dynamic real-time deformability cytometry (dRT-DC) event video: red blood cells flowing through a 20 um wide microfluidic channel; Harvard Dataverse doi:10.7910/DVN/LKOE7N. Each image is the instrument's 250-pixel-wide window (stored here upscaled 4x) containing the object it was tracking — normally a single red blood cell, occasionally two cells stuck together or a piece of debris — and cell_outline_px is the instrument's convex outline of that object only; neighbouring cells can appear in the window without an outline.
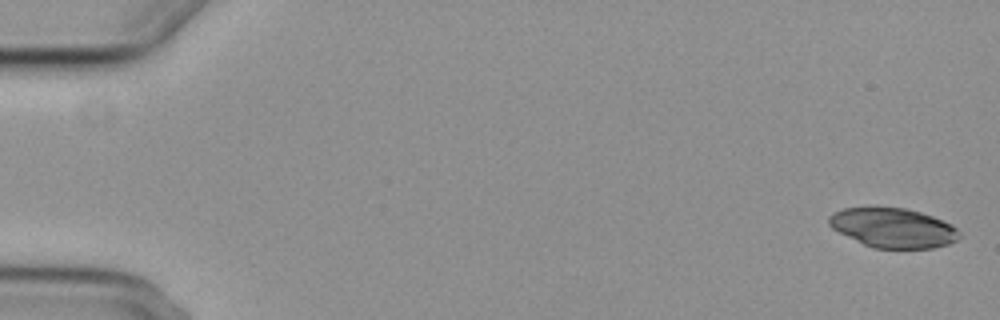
{"species": "common noctule bat (a hibernating species)", "species_latin": "Nyctalus noctula", "temperature_condition": "cold", "stored_images_in_passage": 3, "camera_frame_rate_fps": 3000, "um_per_image_px": 0.085, "animal": {"sex": "female", "body_mass_g": 29.2, "forearm_length_mm": 56.3}, "frame": {"image": 1, "passage_image": 1, "time_ms": 0.0, "image_size_px": [1000, 320], "cell_outline_px": [[960, 236], [956, 240], [948, 244], [932, 248], [872, 248], [832, 228], [828, 224], [828, 216], [832, 212], [844, 208], [876, 204], [904, 208], [920, 212], [932, 216], [952, 224], [960, 232]], "centroid_in_image_um": [75.87, 19.32], "position_along_channel_um": 9.1, "area_um2": 30.63}}